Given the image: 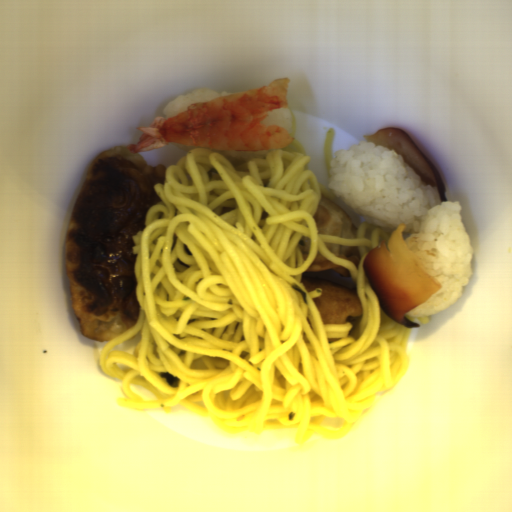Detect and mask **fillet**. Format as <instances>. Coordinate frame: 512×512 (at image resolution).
<instances>
[{
	"instance_id": "1",
	"label": "fillet",
	"mask_w": 512,
	"mask_h": 512,
	"mask_svg": "<svg viewBox=\"0 0 512 512\" xmlns=\"http://www.w3.org/2000/svg\"><path fill=\"white\" fill-rule=\"evenodd\" d=\"M406 228L405 223H399L387 245L383 239L379 247L369 250L362 266L384 314L404 328H420L421 323L408 320L406 313L427 301L442 286L407 247L403 238Z\"/></svg>"
},
{
	"instance_id": "2",
	"label": "fillet",
	"mask_w": 512,
	"mask_h": 512,
	"mask_svg": "<svg viewBox=\"0 0 512 512\" xmlns=\"http://www.w3.org/2000/svg\"><path fill=\"white\" fill-rule=\"evenodd\" d=\"M363 137L367 139V142L384 145L397 154H401L405 162L420 176L422 183L426 186L437 187L441 195V202L447 201L445 184L439 172L406 131L398 127H388Z\"/></svg>"
}]
</instances>
